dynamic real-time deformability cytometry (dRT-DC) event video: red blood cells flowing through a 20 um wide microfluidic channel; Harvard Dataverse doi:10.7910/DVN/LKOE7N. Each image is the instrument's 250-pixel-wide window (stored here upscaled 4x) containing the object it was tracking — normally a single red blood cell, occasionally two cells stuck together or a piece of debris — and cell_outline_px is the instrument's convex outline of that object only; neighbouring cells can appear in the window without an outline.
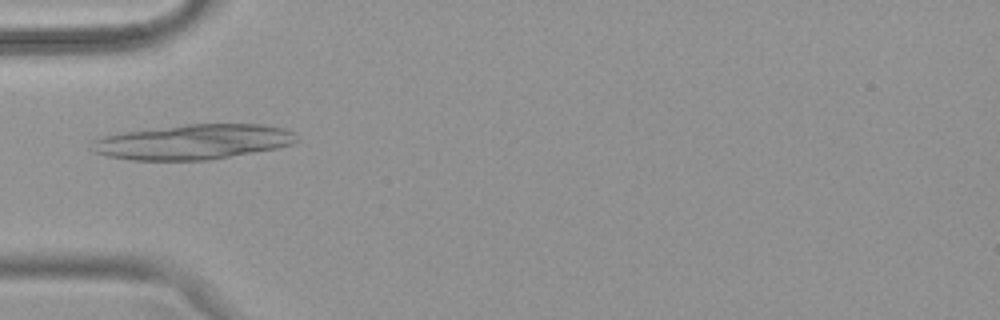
{"species": "common noctule bat (a hibernating species)", "species_latin": "Nyctalus noctula", "temperature_condition": "warm", "stored_images_in_passage": 39, "camera_frame_rate_fps": 3000, "um_per_image_px": 0.085, "animal": {"sex": "female", "body_mass_g": 18.4}, "frame": {"image": 1, "passage_image": 5, "time_ms": 1.333, "image_size_px": [1000, 320], "cell_outline_px": [[300, 140], [292, 144], [276, 148], [208, 160], [132, 160], [108, 156], [92, 152], [88, 148], [92, 140], [104, 136], [124, 132], [184, 124], [264, 124], [284, 128], [296, 132]], "centroid_in_image_um": [16.42, 12.05], "position_along_channel_um": 68.6, "area_um2": 42.08}}
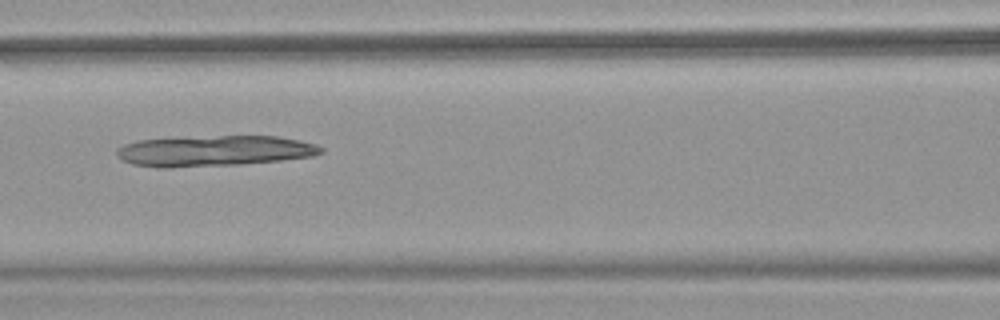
{"frame": {"image": 2, "passage_image": 11, "time_ms": 3.333, "image_size_px": [1000, 320], "cell_outline_px": [[324, 152], [312, 156], [280, 160], [240, 164], [168, 168], [156, 168], [132, 164], [120, 160], [116, 156], [116, 148], [124, 144], [140, 140], [220, 136], [276, 136], [316, 144], [324, 148]], "centroid_in_image_um": [18.16, 12.84], "position_along_channel_um": 148.4, "area_um2": 36.47}}
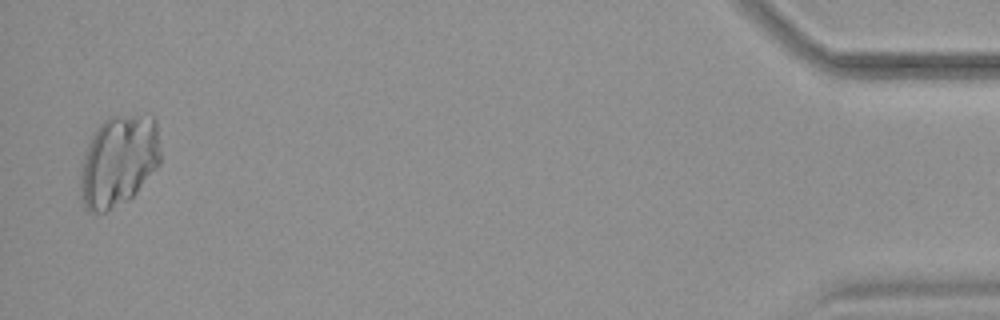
{"frame": {"image": 3, "passage_image": 38, "time_ms": 12.333, "image_size_px": [1000, 320], "cell_outline_px": [[160, 164], [136, 192], [128, 200], [104, 212], [92, 212], [84, 208], [80, 200], [80, 176], [84, 152], [96, 128], [108, 116], [152, 116], [156, 120], [160, 148]], "centroid_in_image_um": [10.07, 13.69], "position_along_channel_um": 425.1, "area_um2": 42.71}}